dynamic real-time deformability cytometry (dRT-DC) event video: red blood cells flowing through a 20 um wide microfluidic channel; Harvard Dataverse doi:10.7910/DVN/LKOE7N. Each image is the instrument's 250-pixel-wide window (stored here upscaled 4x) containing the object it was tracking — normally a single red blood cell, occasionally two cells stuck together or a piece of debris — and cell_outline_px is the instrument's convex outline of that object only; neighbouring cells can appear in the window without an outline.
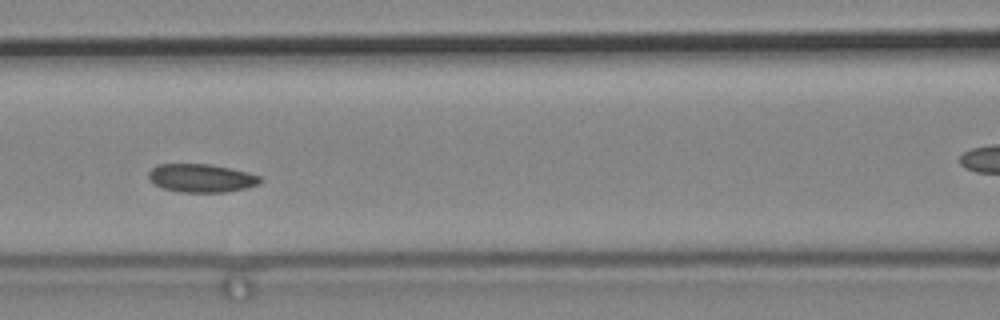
{"species": "common noctule bat (a hibernating species)", "species_latin": "Nyctalus noctula", "temperature_condition": "cold", "stored_images_in_passage": 6, "camera_frame_rate_fps": 3000, "um_per_image_px": 0.085, "animal": {"sex": "male", "body_mass_g": 19.2, "forearm_length_mm": 51.8}, "frame": {"image": 1, "passage_image": 4, "time_ms": 1.0, "image_size_px": [1000, 320], "cell_outline_px": [[264, 180], [260, 184], [244, 188], [224, 192], [180, 192], [164, 188], [156, 184], [148, 176], [148, 172], [156, 164], [208, 164], [232, 168], [248, 172], [260, 176]], "centroid_in_image_um": [17.15, 15.13], "position_along_channel_um": 149.4, "area_um2": 18.38}}